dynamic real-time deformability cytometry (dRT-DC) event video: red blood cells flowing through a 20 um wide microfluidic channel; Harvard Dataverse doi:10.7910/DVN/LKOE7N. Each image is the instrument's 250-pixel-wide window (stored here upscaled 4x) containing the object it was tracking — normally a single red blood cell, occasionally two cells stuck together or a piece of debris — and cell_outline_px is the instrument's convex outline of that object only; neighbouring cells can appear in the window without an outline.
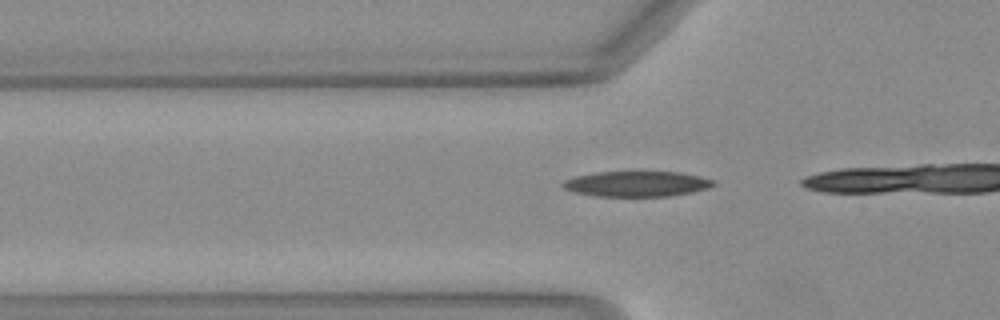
{"species": "Egyptian fruit bat (a non-hibernating species)", "species_latin": "Rousettus aegyptiacus", "temperature_condition": "warm", "stored_images_in_passage": 5, "camera_frame_rate_fps": 3000, "um_per_image_px": 0.085, "animal": {"sex": "female"}, "frame": {"image": 1, "passage_image": 2, "time_ms": 0.333, "image_size_px": [1000, 320], "cell_outline_px": [[716, 184], [708, 188], [692, 192], [668, 196], [592, 196], [576, 192], [564, 188], [560, 184], [564, 180], [572, 176], [596, 172], [680, 172], [700, 176], [712, 180]], "centroid_in_image_um": [54.08, 15.62], "position_along_channel_um": 71.7, "area_um2": 22.31}}